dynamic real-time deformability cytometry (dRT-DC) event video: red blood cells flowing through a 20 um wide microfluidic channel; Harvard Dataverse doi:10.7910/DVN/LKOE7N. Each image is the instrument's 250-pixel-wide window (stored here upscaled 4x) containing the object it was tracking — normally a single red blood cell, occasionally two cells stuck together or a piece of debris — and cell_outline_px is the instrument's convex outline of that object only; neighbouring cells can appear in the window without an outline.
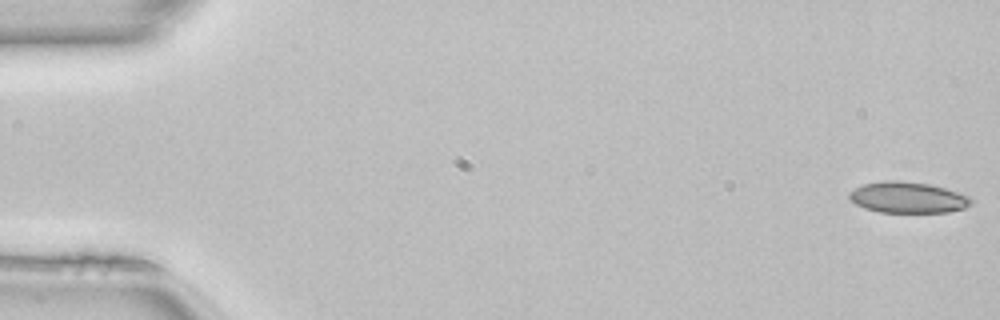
{"species": "common noctule bat (a hibernating species)", "species_latin": "Nyctalus noctula", "temperature_condition": "room temperature", "stored_images_in_passage": 15, "camera_frame_rate_fps": 3000, "um_per_image_px": 0.085, "animal": {"sex": "female", "body_mass_g": 22.7, "forearm_length_mm": 54.2}, "frame": {"image": 1, "passage_image": 1, "time_ms": 0.0, "image_size_px": [1000, 320], "cell_outline_px": [[972, 204], [964, 208], [948, 212], [880, 212], [864, 208], [856, 204], [848, 196], [848, 192], [864, 184], [884, 180], [900, 180], [928, 184], [960, 192], [972, 196]], "centroid_in_image_um": [77.19, 16.78], "position_along_channel_um": 7.8, "area_um2": 22.14}}
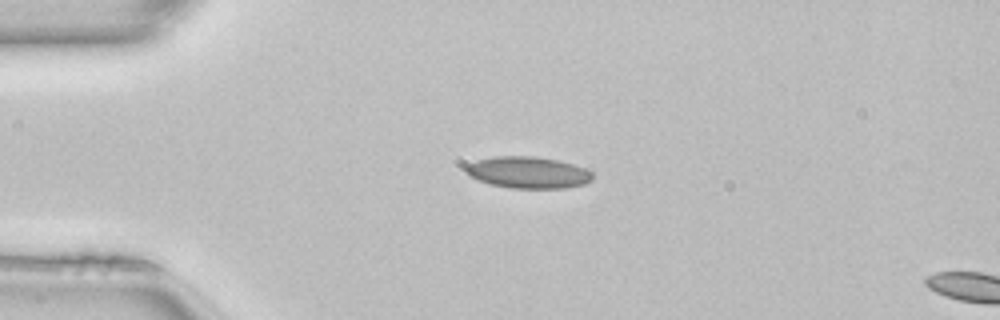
{"frame": {"image": 2, "passage_image": 12, "time_ms": 3.667, "image_size_px": [1000, 320], "cell_outline_px": [[592, 180], [584, 184], [564, 188], [512, 188], [492, 184], [476, 180], [468, 176], [464, 168], [468, 164], [476, 160], [496, 156], [536, 156], [556, 160], [572, 164], [584, 168], [592, 172]], "centroid_in_image_um": [44.85, 14.66], "position_along_channel_um": 40.1, "area_um2": 23.35}}